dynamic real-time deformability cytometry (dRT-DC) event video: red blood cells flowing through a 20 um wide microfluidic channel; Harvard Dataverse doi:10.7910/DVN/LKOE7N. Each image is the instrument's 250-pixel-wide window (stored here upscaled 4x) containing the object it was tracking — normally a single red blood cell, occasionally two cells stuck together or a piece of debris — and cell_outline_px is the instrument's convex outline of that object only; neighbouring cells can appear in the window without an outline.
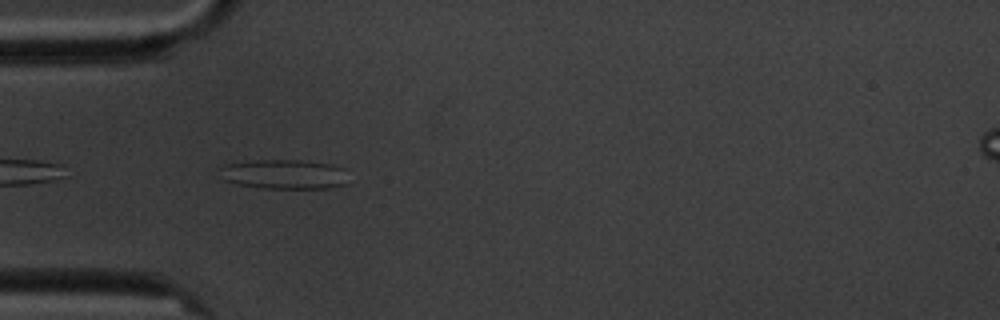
{"species": "common noctule bat (a hibernating species)", "species_latin": "Nyctalus noctula", "temperature_condition": "cold", "stored_images_in_passage": 6, "camera_frame_rate_fps": 3000, "um_per_image_px": 0.085, "animal": {"sex": "male", "body_mass_g": 20.1, "forearm_length_mm": 53.5}, "frame": {"image": 1, "passage_image": 5, "time_ms": 4.667, "image_size_px": [1000, 320], "cell_outline_px": [[344, 184], [328, 188], [264, 188], [236, 184], [224, 180], [220, 168], [224, 164], [244, 160], [308, 160], [332, 164], [344, 168]], "centroid_in_image_um": [24.1, 14.79], "position_along_channel_um": 60.9, "area_um2": 22.2}}